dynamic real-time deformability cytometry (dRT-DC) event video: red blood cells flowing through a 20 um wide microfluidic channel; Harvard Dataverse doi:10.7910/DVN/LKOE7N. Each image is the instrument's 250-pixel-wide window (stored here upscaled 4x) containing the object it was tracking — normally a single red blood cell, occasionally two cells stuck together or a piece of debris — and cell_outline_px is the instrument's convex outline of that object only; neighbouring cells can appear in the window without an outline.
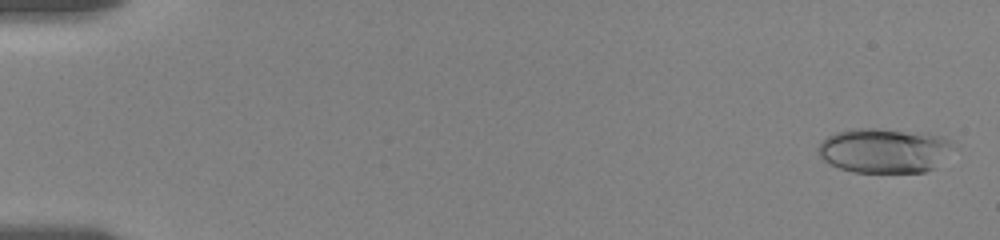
{"species": "human", "species_latin": "Homo sapiens", "temperature_condition": "room temperature", "stored_images_in_passage": 18, "camera_frame_rate_fps": 3000, "um_per_image_px": 0.085, "donor": {"sex": "female"}, "frame": {"image": 1, "passage_image": 1, "time_ms": 0.0, "image_size_px": [1000, 240], "cell_outline_px": [[952, 140], [932, 168], [924, 172], [852, 172], [840, 168], [824, 160], [820, 156], [816, 148], [828, 136], [836, 132], [856, 128], [876, 128], [924, 132], [940, 136]], "centroid_in_image_um": [75.04, 12.77], "position_along_channel_um": 10.0, "area_um2": 34.33}}
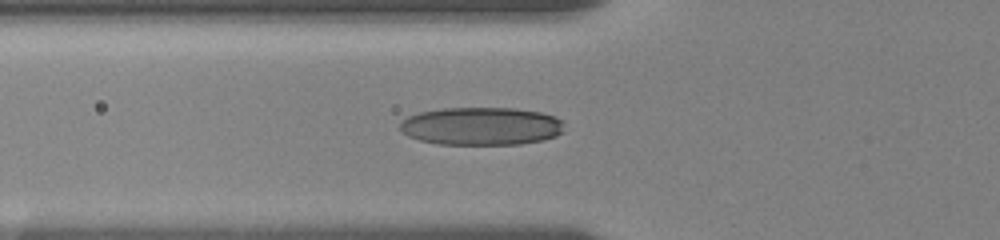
{"frame": {"image": 2, "passage_image": 11, "time_ms": 6.333, "image_size_px": [1000, 240], "cell_outline_px": [[564, 132], [556, 136], [544, 140], [520, 144], [440, 144], [420, 140], [408, 136], [400, 128], [400, 124], [408, 116], [420, 112], [444, 108], [516, 108], [540, 112], [556, 116], [564, 120]], "centroid_in_image_um": [40.98, 10.72], "position_along_channel_um": 84.8, "area_um2": 36.53}}
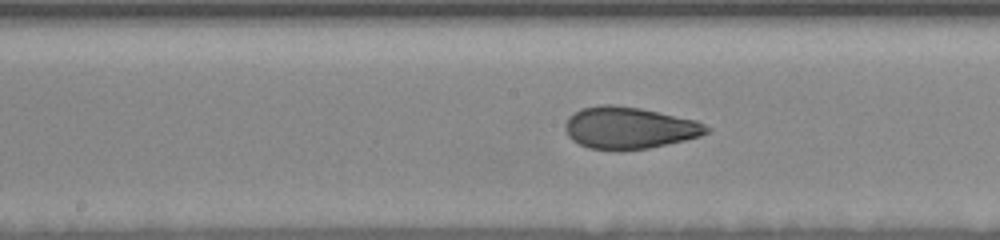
{"frame": {"image": 3, "passage_image": 16, "time_ms": 9.333, "image_size_px": [1000, 240], "cell_outline_px": [[712, 128], [708, 132], [700, 136], [684, 140], [648, 148], [588, 148], [572, 140], [568, 136], [564, 128], [564, 124], [568, 116], [580, 108], [600, 104], [616, 104], [640, 108], [696, 120]], "centroid_in_image_um": [53.46, 10.83], "position_along_channel_um": 194.7, "area_um2": 34.16}}